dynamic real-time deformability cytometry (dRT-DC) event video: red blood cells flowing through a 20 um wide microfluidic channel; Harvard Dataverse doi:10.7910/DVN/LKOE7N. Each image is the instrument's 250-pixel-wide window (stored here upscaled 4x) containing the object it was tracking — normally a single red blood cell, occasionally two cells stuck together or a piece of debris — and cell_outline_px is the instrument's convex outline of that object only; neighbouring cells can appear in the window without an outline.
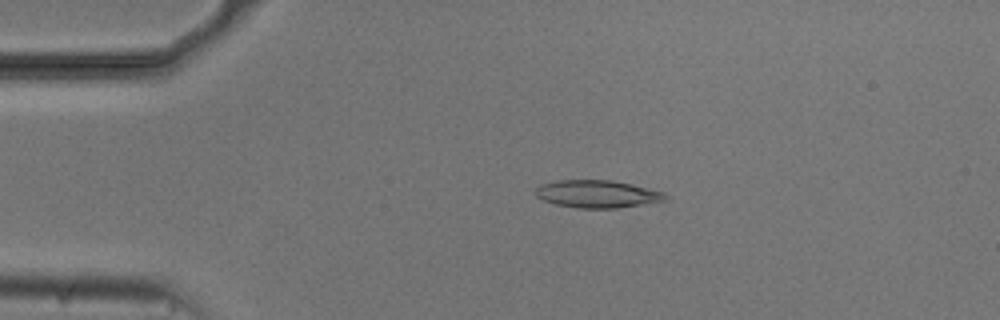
{"species": "common noctule bat (a hibernating species)", "species_latin": "Nyctalus noctula", "temperature_condition": "cold", "stored_images_in_passage": 53, "camera_frame_rate_fps": 3000, "um_per_image_px": 0.085, "animal": {"sex": "male", "body_mass_g": 20.5, "forearm_length_mm": 52.5}, "frame": {"image": 1, "passage_image": 10, "time_ms": 3.0, "image_size_px": [1000, 320], "cell_outline_px": [[668, 200], [616, 208], [576, 208], [556, 204], [544, 200], [536, 196], [536, 188], [540, 184], [556, 180], [612, 180], [664, 192], [668, 196]], "centroid_in_image_um": [50.76, 16.48], "position_along_channel_um": 34.2, "area_um2": 20.75}}
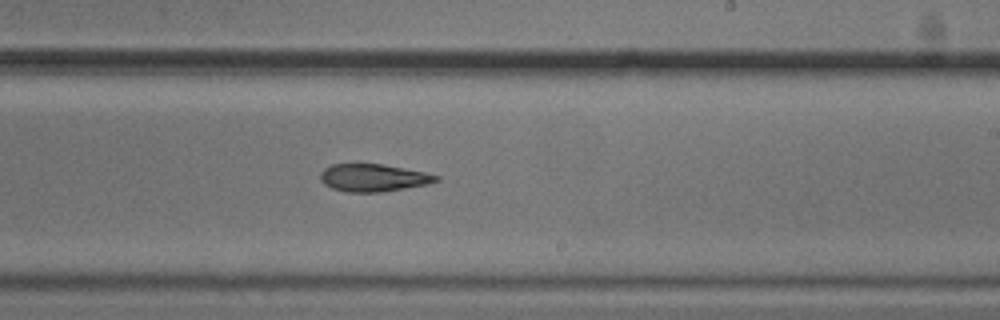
{"frame": {"image": 2, "passage_image": 31, "time_ms": 10.0, "image_size_px": [1000, 320], "cell_outline_px": [[440, 180], [428, 184], [404, 188], [376, 192], [348, 192], [332, 188], [324, 184], [320, 180], [320, 172], [324, 168], [332, 164], [384, 164], [424, 172], [440, 176]], "centroid_in_image_um": [31.72, 15.1], "position_along_channel_um": 257.3, "area_um2": 18.5}}
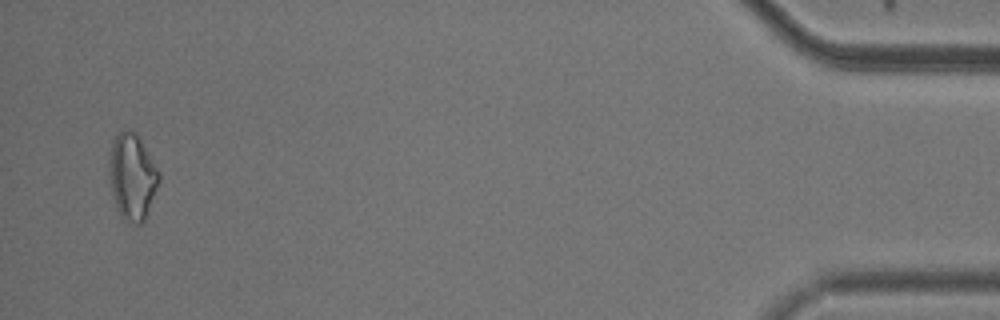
{"frame": {"image": 3, "passage_image": 51, "time_ms": 16.667, "image_size_px": [1000, 320], "cell_outline_px": [[160, 180], [144, 224], [136, 224], [124, 220], [120, 216], [116, 208], [108, 176], [108, 168], [112, 140], [124, 128], [132, 128], [136, 132], [160, 172]], "centroid_in_image_um": [11.24, 15.02], "position_along_channel_um": 424.0, "area_um2": 25.49}, "authors_computed_cell_mechanics": {"area_um2": 19.7098, "velocity_mm_per_s": 3.7471, "shape_relaxation_time_tau1_ms": 10.2629, "shape_relaxation_time_tau2_ms": 8.688, "deformation_change_tau1": 0.2214, "deformation_change_tau2": 0.1937}}